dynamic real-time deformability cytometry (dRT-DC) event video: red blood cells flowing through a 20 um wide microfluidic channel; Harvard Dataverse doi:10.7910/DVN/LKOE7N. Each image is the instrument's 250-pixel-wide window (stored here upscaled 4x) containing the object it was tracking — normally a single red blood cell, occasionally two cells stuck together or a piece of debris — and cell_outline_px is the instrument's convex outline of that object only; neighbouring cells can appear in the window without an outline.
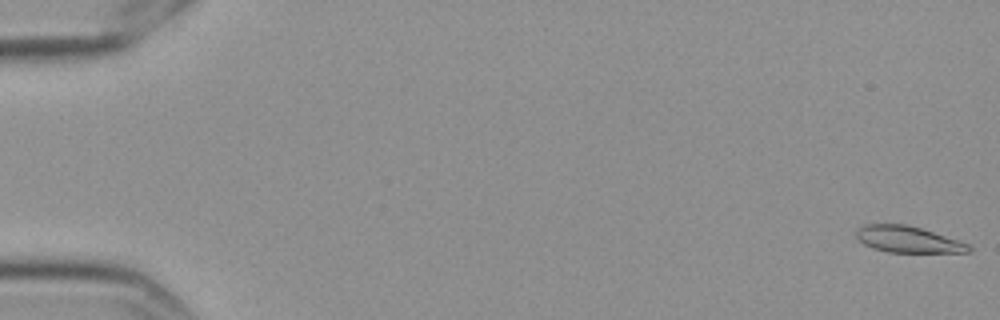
{"species": "Egyptian fruit bat (a non-hibernating species)", "species_latin": "Rousettus aegyptiacus", "temperature_condition": "cold", "stored_images_in_passage": 26, "camera_frame_rate_fps": 3000, "um_per_image_px": 0.085, "frame": {"image": 1, "passage_image": 1, "time_ms": 0.0, "image_size_px": [1000, 320], "cell_outline_px": [[972, 252], [888, 252], [872, 248], [864, 244], [856, 236], [856, 228], [864, 224], [904, 224], [920, 228], [968, 244], [972, 248]], "centroid_in_image_um": [77.12, 20.35], "position_along_channel_um": 7.9, "area_um2": 17.05}}
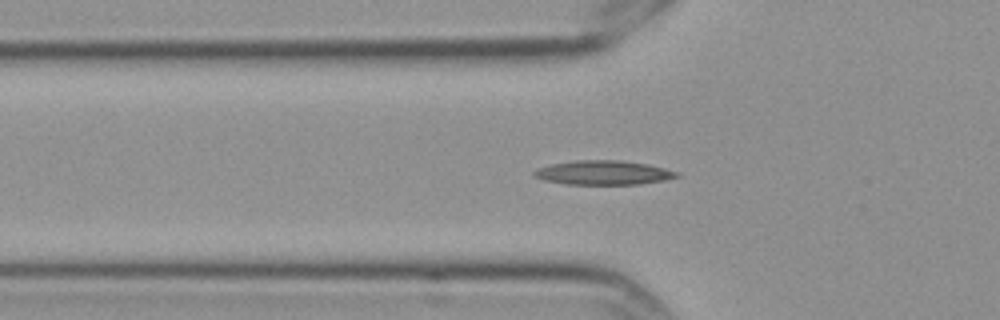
{"frame": {"image": 2, "passage_image": 20, "time_ms": 6.333, "image_size_px": [1000, 320], "cell_outline_px": [[680, 176], [664, 180], [640, 184], [568, 184], [544, 180], [536, 176], [532, 172], [540, 168], [552, 164], [576, 160], [620, 160], [648, 164], [680, 172]], "centroid_in_image_um": [51.35, 14.67], "position_along_channel_um": 74.5, "area_um2": 19.94}}
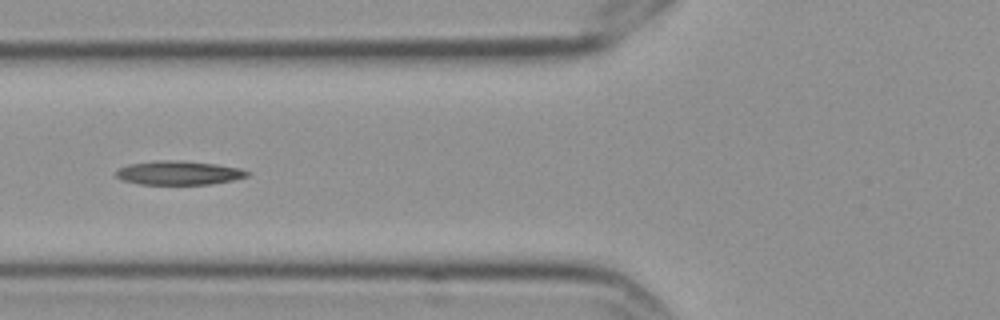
{"frame": {"image": 3, "passage_image": 23, "time_ms": 7.333, "image_size_px": [1000, 320], "cell_outline_px": [[252, 172], [248, 176], [232, 180], [212, 184], [140, 184], [120, 180], [116, 176], [116, 172], [120, 168], [128, 164], [156, 160], [180, 160], [216, 164], [240, 168]], "centroid_in_image_um": [15.2, 14.69], "position_along_channel_um": 110.6, "area_um2": 18.38}}